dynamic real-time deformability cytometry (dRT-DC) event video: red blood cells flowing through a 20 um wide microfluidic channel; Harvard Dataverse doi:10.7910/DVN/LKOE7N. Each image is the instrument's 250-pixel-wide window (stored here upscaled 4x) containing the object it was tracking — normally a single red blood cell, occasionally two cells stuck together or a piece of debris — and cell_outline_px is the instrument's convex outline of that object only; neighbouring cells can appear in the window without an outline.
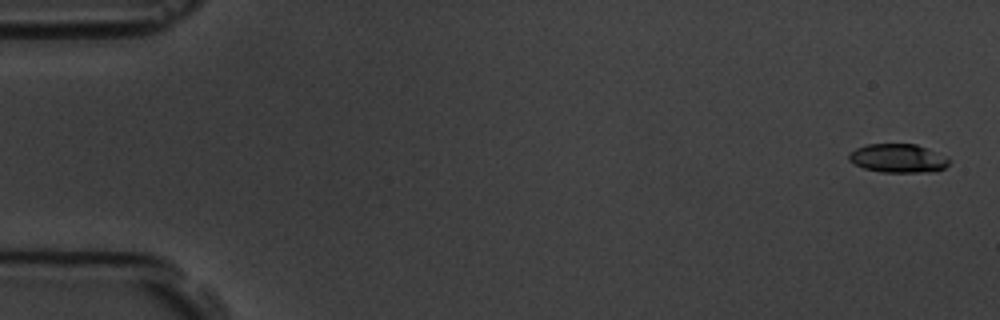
{"species": "common noctule bat (a hibernating species)", "species_latin": "Nyctalus noctula", "temperature_condition": "room temperature", "stored_images_in_passage": 5, "camera_frame_rate_fps": 3000, "um_per_image_px": 0.085, "animal": {"sex": "male", "body_mass_g": 19.5, "forearm_length_mm": 54.6}, "frame": {"image": 1, "passage_image": 1, "time_ms": 0.0, "image_size_px": [1000, 320], "cell_outline_px": [[948, 164], [944, 168], [936, 172], [880, 172], [864, 168], [848, 160], [848, 152], [864, 144], [916, 144], [948, 156]], "centroid_in_image_um": [76.33, 13.45], "position_along_channel_um": 8.7, "area_um2": 16.94}}